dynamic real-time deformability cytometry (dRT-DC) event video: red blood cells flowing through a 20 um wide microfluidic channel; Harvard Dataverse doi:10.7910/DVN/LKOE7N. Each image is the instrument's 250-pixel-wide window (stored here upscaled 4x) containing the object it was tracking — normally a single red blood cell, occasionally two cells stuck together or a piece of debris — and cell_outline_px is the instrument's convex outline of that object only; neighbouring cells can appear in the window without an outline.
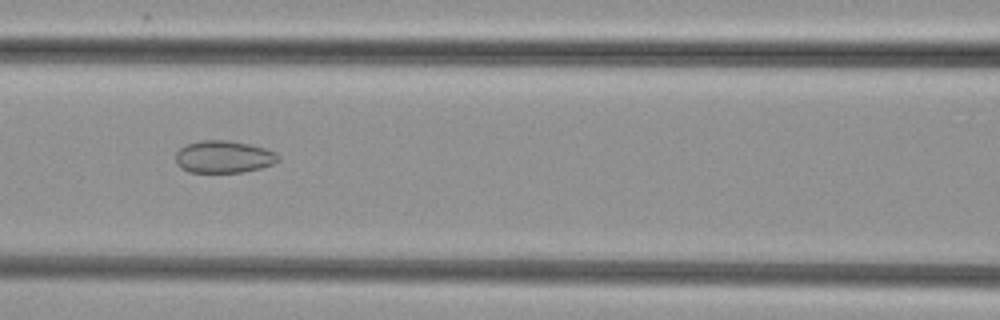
{"species": "common noctule bat (a hibernating species)", "species_latin": "Nyctalus noctula", "temperature_condition": "cold", "stored_images_in_passage": 53, "camera_frame_rate_fps": 3000, "um_per_image_px": 0.085, "animal": {"sex": "female", "body_mass_g": 29.2, "forearm_length_mm": 56.3}, "frame": {"image": 1, "passage_image": 24, "time_ms": 7.667, "image_size_px": [1000, 320], "cell_outline_px": [[280, 160], [272, 164], [260, 168], [240, 172], [188, 172], [180, 168], [176, 164], [176, 152], [180, 148], [188, 144], [200, 140], [228, 140], [248, 144], [264, 148], [276, 152], [280, 156]], "centroid_in_image_um": [19.0, 13.33], "position_along_channel_um": 147.6, "area_um2": 19.31}}
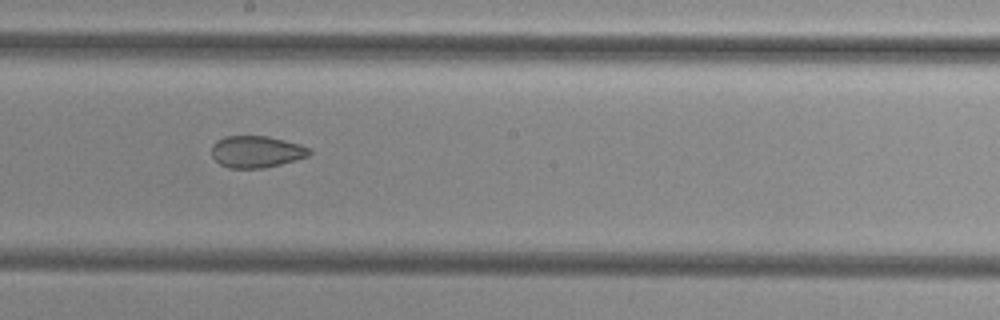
{"frame": {"image": 2, "passage_image": 30, "time_ms": 9.667, "image_size_px": [1000, 320], "cell_outline_px": [[312, 152], [308, 156], [280, 164], [264, 168], [228, 168], [220, 164], [212, 156], [212, 144], [216, 140], [224, 136], [268, 136], [300, 144], [312, 148]], "centroid_in_image_um": [21.79, 12.89], "position_along_channel_um": 226.4, "area_um2": 18.21}}
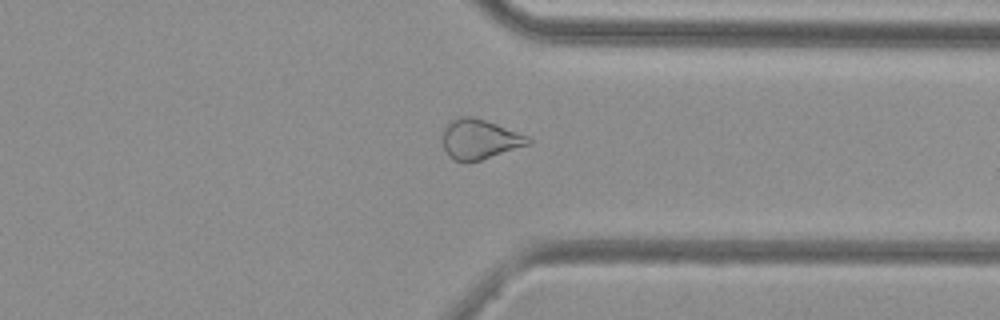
{"frame": {"image": 3, "passage_image": 41, "time_ms": 13.333, "image_size_px": [1000, 320], "cell_outline_px": [[532, 140], [528, 144], [480, 160], [452, 160], [448, 156], [444, 148], [444, 128], [452, 120], [460, 116], [472, 116], [496, 124], [528, 136]], "centroid_in_image_um": [40.75, 11.82], "position_along_channel_um": 370.7, "area_um2": 19.25}}